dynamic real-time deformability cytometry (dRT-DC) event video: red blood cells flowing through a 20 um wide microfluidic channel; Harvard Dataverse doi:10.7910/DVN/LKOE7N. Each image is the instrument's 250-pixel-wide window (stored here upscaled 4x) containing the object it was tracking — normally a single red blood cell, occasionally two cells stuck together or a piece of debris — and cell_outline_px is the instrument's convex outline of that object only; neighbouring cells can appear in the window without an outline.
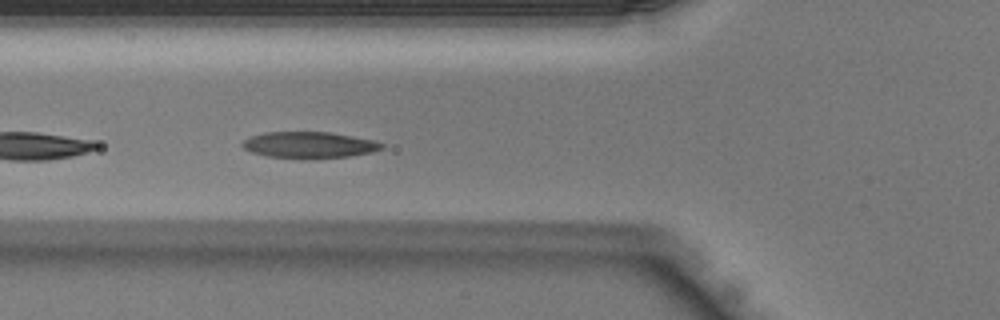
{"species": "Egyptian fruit bat (a non-hibernating species)", "species_latin": "Rousettus aegyptiacus", "temperature_condition": "warm", "stored_images_in_passage": 42, "camera_frame_rate_fps": 3000, "um_per_image_px": 0.085, "animal": {"sex": "male"}, "frame": {"image": 1, "passage_image": 15, "time_ms": 4.667, "image_size_px": [1000, 320], "cell_outline_px": [[384, 148], [372, 152], [348, 156], [268, 156], [252, 152], [244, 148], [240, 144], [244, 140], [252, 136], [264, 132], [328, 132], [376, 140], [384, 144]], "centroid_in_image_um": [26.31, 12.27], "position_along_channel_um": 99.5, "area_um2": 20.46}}